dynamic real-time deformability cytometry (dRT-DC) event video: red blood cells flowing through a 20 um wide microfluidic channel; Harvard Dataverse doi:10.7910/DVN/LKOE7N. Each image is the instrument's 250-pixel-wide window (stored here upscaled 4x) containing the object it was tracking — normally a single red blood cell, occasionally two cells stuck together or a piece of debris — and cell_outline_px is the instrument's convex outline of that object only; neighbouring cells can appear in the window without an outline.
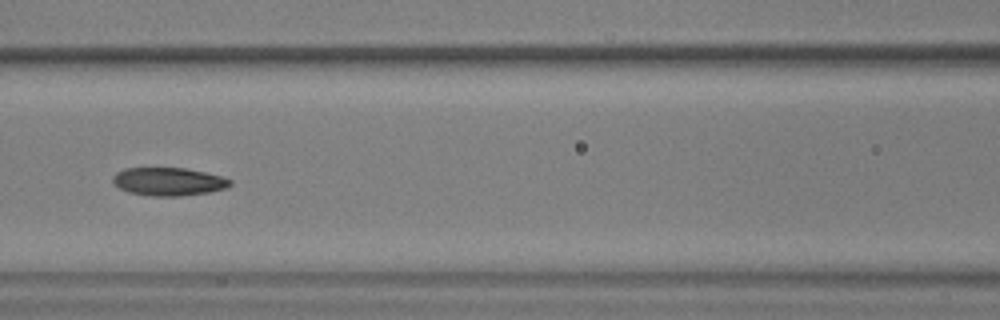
{"species": "common noctule bat (a hibernating species)", "species_latin": "Nyctalus noctula", "temperature_condition": "warm", "stored_images_in_passage": 42, "camera_frame_rate_fps": 3000, "um_per_image_px": 0.085, "animal": {"sex": "male", "body_mass_g": 17.9, "forearm_length_mm": 54.2}, "frame": {"image": 1, "passage_image": 10, "time_ms": 3.0, "image_size_px": [1000, 320], "cell_outline_px": [[232, 184], [228, 188], [208, 192], [180, 196], [148, 196], [128, 192], [112, 184], [112, 176], [116, 172], [124, 168], [184, 168], [204, 172], [220, 176], [232, 180]], "centroid_in_image_um": [14.29, 15.44], "position_along_channel_um": 152.3, "area_um2": 19.36}}
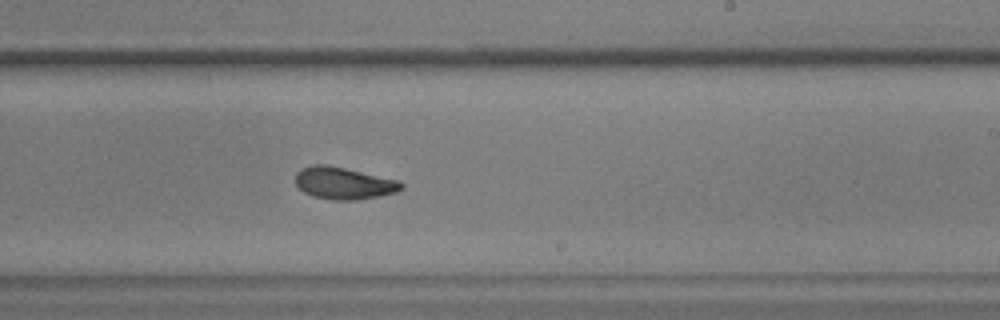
{"frame": {"image": 2, "passage_image": 19, "time_ms": 6.0, "image_size_px": [1000, 320], "cell_outline_px": [[404, 188], [396, 192], [380, 196], [356, 200], [332, 200], [312, 196], [304, 192], [296, 184], [296, 172], [300, 168], [312, 164], [324, 164], [344, 168], [396, 180], [404, 184]], "centroid_in_image_um": [29.18, 15.58], "position_along_channel_um": 259.8, "area_um2": 19.71}}
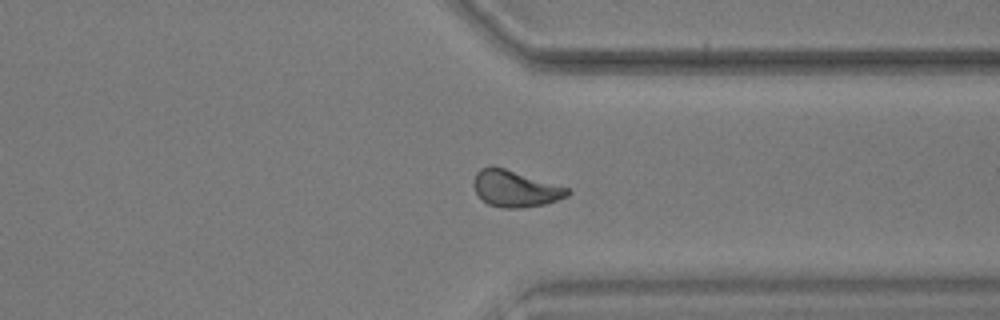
{"frame": {"image": 3, "passage_image": 28, "time_ms": 9.0, "image_size_px": [1000, 320], "cell_outline_px": [[572, 192], [568, 196], [544, 204], [520, 208], [504, 208], [488, 204], [476, 192], [472, 184], [476, 172], [480, 168], [492, 164], [568, 188]], "centroid_in_image_um": [43.76, 16.02], "position_along_channel_um": 367.6, "area_um2": 19.88}}